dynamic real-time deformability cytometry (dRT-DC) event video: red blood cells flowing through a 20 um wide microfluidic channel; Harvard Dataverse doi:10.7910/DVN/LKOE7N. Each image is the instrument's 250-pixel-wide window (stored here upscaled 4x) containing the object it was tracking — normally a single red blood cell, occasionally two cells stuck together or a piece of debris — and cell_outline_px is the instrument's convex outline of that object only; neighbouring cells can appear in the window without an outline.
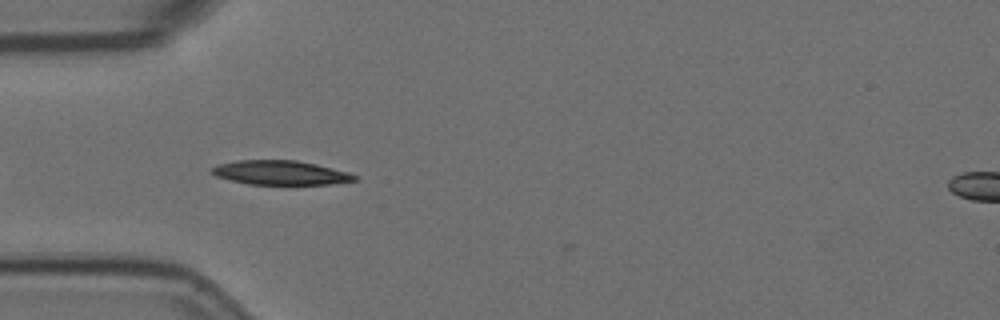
{"species": "Egyptian fruit bat (a non-hibernating species)", "species_latin": "Rousettus aegyptiacus", "temperature_condition": "room temperature", "stored_images_in_passage": 11, "camera_frame_rate_fps": 3000, "um_per_image_px": 0.085, "animal": {"sex": "female"}, "frame": {"image": 1, "passage_image": 3, "time_ms": 0.667, "image_size_px": [1000, 320], "cell_outline_px": [[360, 180], [332, 184], [248, 184], [216, 176], [208, 172], [208, 168], [216, 164], [236, 160], [296, 160], [316, 164], [348, 172], [356, 176]], "centroid_in_image_um": [23.79, 14.67], "position_along_channel_um": 61.2, "area_um2": 20.35}}
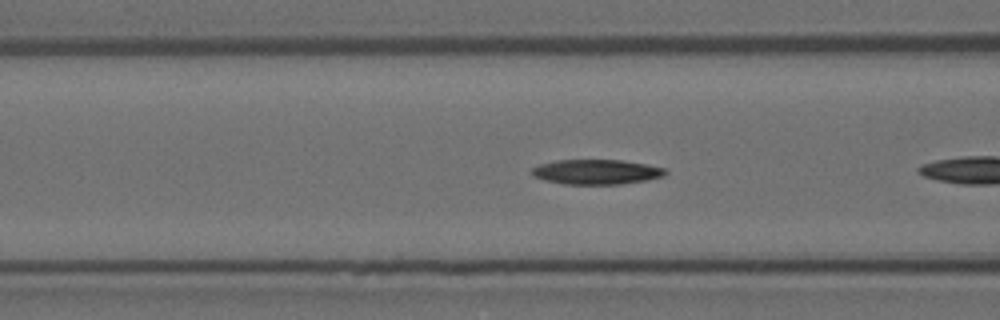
{"frame": {"image": 2, "passage_image": 5, "time_ms": 1.333, "image_size_px": [1000, 320], "cell_outline_px": [[668, 172], [664, 176], [644, 180], [620, 184], [564, 184], [544, 180], [532, 176], [532, 168], [540, 164], [556, 160], [620, 160], [644, 164], [664, 168]], "centroid_in_image_um": [50.66, 14.61], "position_along_channel_um": 115.9, "area_um2": 19.19}}